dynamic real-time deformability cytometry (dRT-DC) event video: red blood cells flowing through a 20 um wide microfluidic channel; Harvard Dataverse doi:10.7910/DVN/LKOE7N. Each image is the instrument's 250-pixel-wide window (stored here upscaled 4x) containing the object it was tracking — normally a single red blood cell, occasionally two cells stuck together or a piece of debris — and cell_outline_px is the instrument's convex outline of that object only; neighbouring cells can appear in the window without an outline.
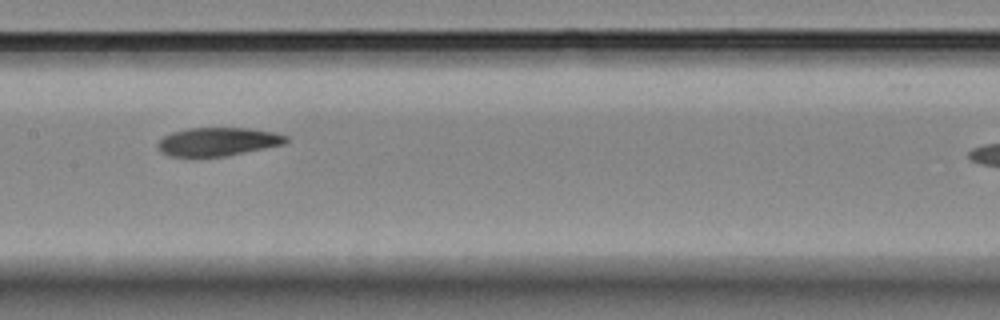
{"species": "Egyptian fruit bat (a non-hibernating species)", "species_latin": "Rousettus aegyptiacus", "temperature_condition": "room temperature", "stored_images_in_passage": 17, "camera_frame_rate_fps": 3000, "um_per_image_px": 0.085, "animal": {"sex": "female"}, "frame": {"image": 1, "passage_image": 8, "time_ms": 9.333, "image_size_px": [1000, 320], "cell_outline_px": [[288, 140], [284, 144], [224, 156], [196, 160], [168, 156], [160, 152], [156, 148], [156, 144], [164, 136], [172, 132], [188, 128], [248, 128], [272, 132], [288, 136]], "centroid_in_image_um": [18.4, 12.09], "position_along_channel_um": 189.0, "area_um2": 21.91}}
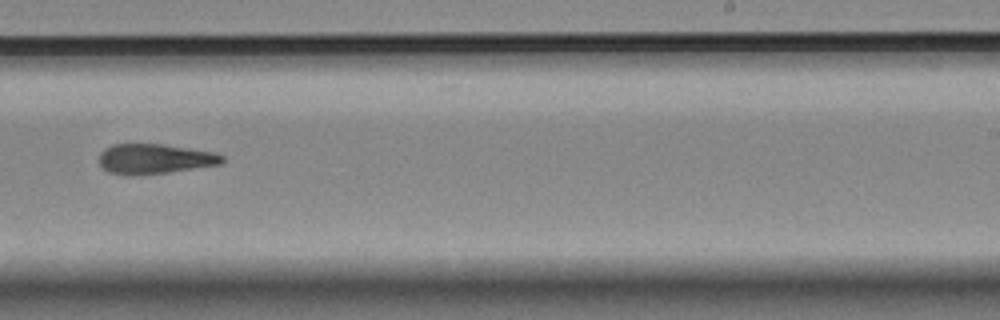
{"frame": {"image": 2, "passage_image": 11, "time_ms": 13.667, "image_size_px": [1000, 320], "cell_outline_px": [[224, 160], [220, 164], [168, 172], [108, 172], [100, 164], [100, 152], [104, 148], [112, 144], [160, 144], [216, 152], [224, 156]], "centroid_in_image_um": [13.2, 13.45], "position_along_channel_um": 275.8, "area_um2": 20.58}}
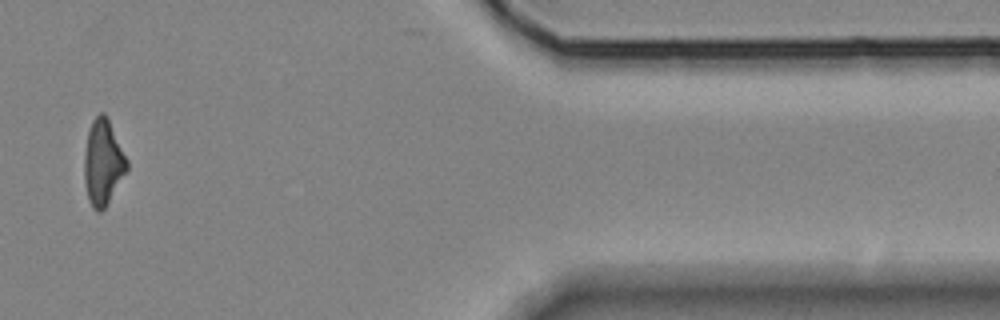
{"frame": {"image": 3, "passage_image": 15, "time_ms": 18.333, "image_size_px": [1000, 320], "cell_outline_px": [[128, 168], [104, 208], [100, 212], [96, 212], [92, 208], [88, 200], [84, 184], [84, 156], [88, 132], [92, 120], [100, 112], [104, 112], [128, 160]], "centroid_in_image_um": [8.73, 13.83], "position_along_channel_um": 402.7, "area_um2": 20.98}}